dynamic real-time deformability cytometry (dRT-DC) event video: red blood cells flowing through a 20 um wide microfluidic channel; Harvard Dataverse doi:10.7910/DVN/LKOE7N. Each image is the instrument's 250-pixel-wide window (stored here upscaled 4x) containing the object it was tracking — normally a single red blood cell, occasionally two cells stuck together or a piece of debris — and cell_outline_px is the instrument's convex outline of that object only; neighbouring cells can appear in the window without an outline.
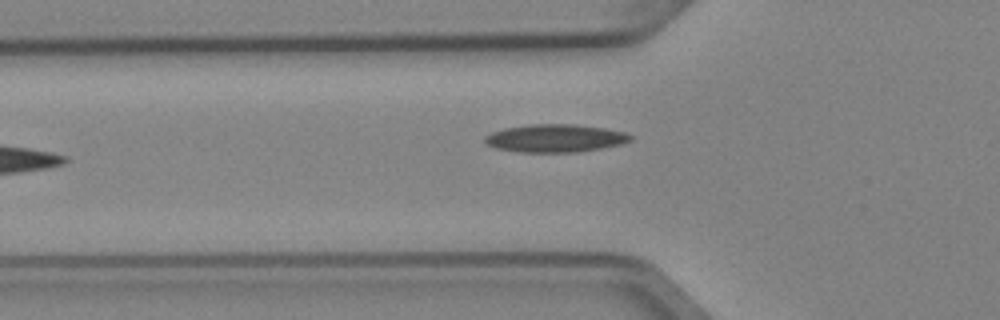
{"species": "Egyptian fruit bat (a non-hibernating species)", "species_latin": "Rousettus aegyptiacus", "temperature_condition": "cold", "stored_images_in_passage": 5, "camera_frame_rate_fps": 3000, "um_per_image_px": 0.085, "animal": {"sex": "female"}, "frame": {"image": 1, "passage_image": 4, "time_ms": 1.0, "image_size_px": [1000, 320], "cell_outline_px": [[632, 140], [620, 144], [600, 148], [576, 152], [520, 152], [496, 148], [488, 144], [484, 140], [484, 136], [492, 132], [504, 128], [532, 124], [576, 124], [604, 128], [624, 132], [632, 136]], "centroid_in_image_um": [47.18, 11.74], "position_along_channel_um": 78.6, "area_um2": 23.52}}
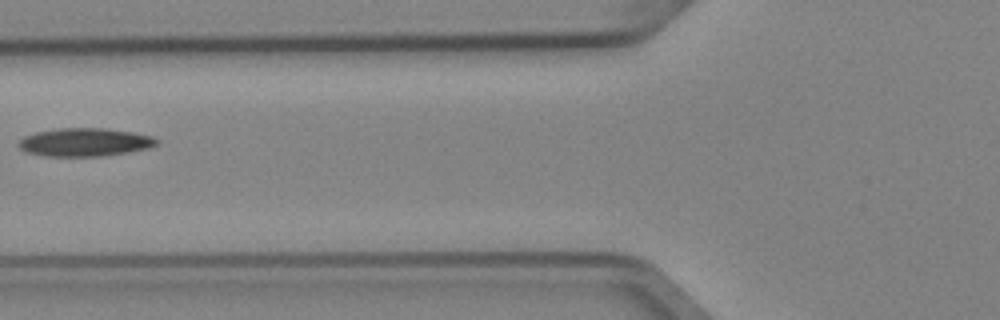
{"frame": {"image": 2, "passage_image": 5, "time_ms": 1.333, "image_size_px": [1000, 320], "cell_outline_px": [[160, 140], [156, 144], [148, 148], [128, 152], [100, 156], [44, 156], [24, 152], [16, 144], [24, 136], [36, 132], [60, 128], [104, 128], [132, 132], [152, 136]], "centroid_in_image_um": [7.17, 12.09], "position_along_channel_um": 118.6, "area_um2": 22.72}}